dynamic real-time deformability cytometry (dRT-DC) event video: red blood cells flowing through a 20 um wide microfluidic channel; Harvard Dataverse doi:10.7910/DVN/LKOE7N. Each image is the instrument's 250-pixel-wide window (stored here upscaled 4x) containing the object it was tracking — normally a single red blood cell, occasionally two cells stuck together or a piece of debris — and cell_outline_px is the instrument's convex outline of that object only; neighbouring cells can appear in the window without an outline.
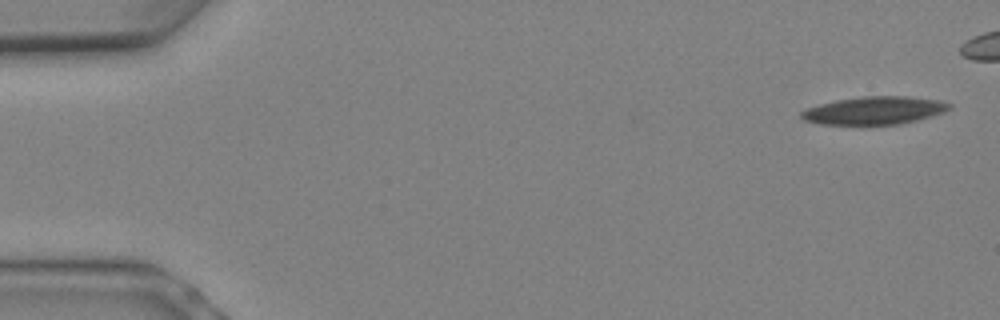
{"species": "Egyptian fruit bat (a non-hibernating species)", "species_latin": "Rousettus aegyptiacus", "temperature_condition": "warm", "stored_images_in_passage": 9, "segment_of_instrument_passage": [1, 2], "camera_frame_rate_fps": 3000, "um_per_image_px": 0.085, "animal": {"sex": "female"}, "frame": {"image": 1, "passage_image": 1, "time_ms": 0.0, "image_size_px": [1000, 320], "cell_outline_px": [[952, 108], [944, 112], [916, 120], [900, 124], [820, 124], [804, 120], [800, 116], [800, 112], [808, 108], [820, 104], [836, 100], [860, 96], [908, 96], [940, 100], [952, 104]], "centroid_in_image_um": [74.34, 9.38], "position_along_channel_um": 10.7, "area_um2": 23.99}}
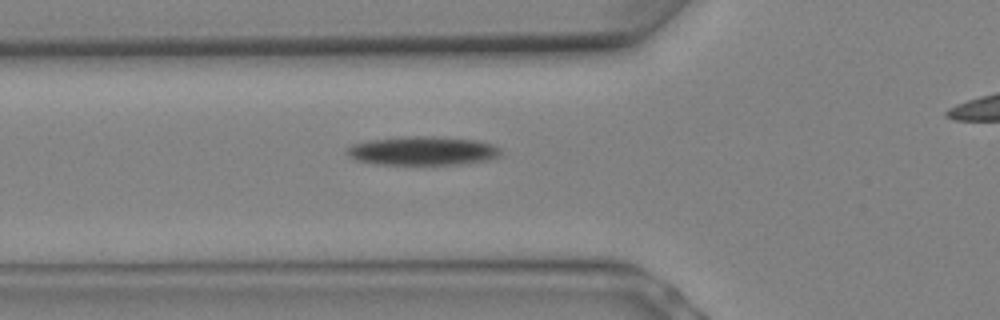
{"frame": {"image": 2, "passage_image": 8, "time_ms": 2.333, "image_size_px": [1000, 320], "cell_outline_px": [[504, 156], [492, 160], [468, 164], [376, 164], [356, 160], [348, 156], [344, 152], [352, 144], [368, 140], [404, 136], [432, 136], [476, 140], [492, 144], [500, 148], [504, 152]], "centroid_in_image_um": [36.0, 12.82], "position_along_channel_um": 89.8, "area_um2": 26.36}}